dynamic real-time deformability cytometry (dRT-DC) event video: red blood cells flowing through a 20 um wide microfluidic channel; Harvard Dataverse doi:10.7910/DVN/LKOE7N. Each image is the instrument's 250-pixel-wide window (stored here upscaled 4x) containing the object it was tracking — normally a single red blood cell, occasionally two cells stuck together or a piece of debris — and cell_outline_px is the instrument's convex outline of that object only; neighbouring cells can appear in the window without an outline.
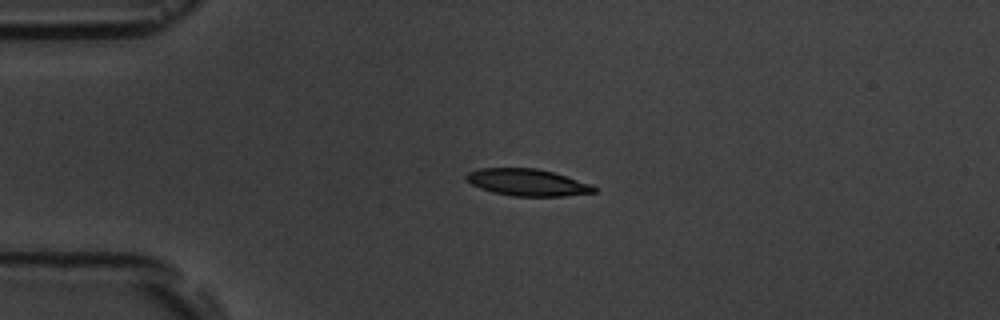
{"species": "common noctule bat (a hibernating species)", "species_latin": "Nyctalus noctula", "temperature_condition": "room temperature", "stored_images_in_passage": 2, "camera_frame_rate_fps": 3000, "um_per_image_px": 0.085, "animal": {"sex": "male", "body_mass_g": 19.5, "forearm_length_mm": 54.6}, "frame": {"image": 1, "passage_image": 1, "time_ms": 0.0, "image_size_px": [1000, 320], "cell_outline_px": [[596, 192], [564, 196], [512, 196], [492, 192], [480, 188], [464, 180], [464, 176], [468, 172], [480, 168], [536, 168], [552, 172], [592, 184], [596, 188]], "centroid_in_image_um": [44.79, 15.5], "position_along_channel_um": 40.2, "area_um2": 20.06}}